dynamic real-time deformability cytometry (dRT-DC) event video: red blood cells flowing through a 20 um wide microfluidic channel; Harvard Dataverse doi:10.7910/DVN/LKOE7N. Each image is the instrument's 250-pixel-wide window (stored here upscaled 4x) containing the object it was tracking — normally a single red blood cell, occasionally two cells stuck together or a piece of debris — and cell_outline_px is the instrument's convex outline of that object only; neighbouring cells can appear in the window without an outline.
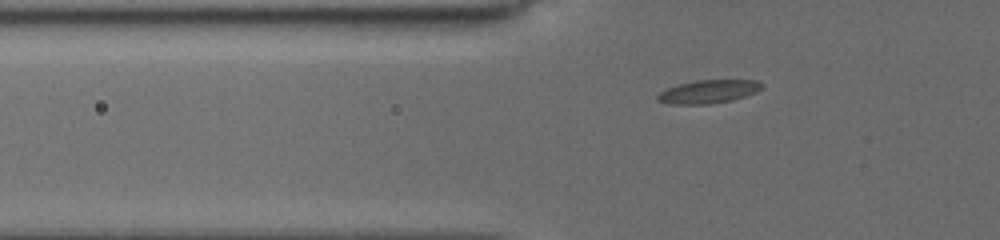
{"species": "common noctule bat (a hibernating species)", "species_latin": "Nyctalus noctula", "temperature_condition": "cold", "stored_images_in_passage": 45, "segment_of_instrument_passage": [1, 2], "camera_frame_rate_fps": 3000, "um_per_image_px": 0.085, "animal": {"sex": "female", "body_mass_g": 19.5, "forearm_length_mm": 54.1}, "frame": {"image": 1, "passage_image": 5, "time_ms": 1.333, "image_size_px": [1000, 240], "cell_outline_px": [[760, 88], [756, 92], [732, 100], [708, 104], [668, 104], [656, 100], [656, 96], [660, 92], [668, 88], [680, 84], [696, 80], [756, 80], [760, 84]], "centroid_in_image_um": [60.16, 7.79], "position_along_channel_um": 65.6, "area_um2": 13.93}}
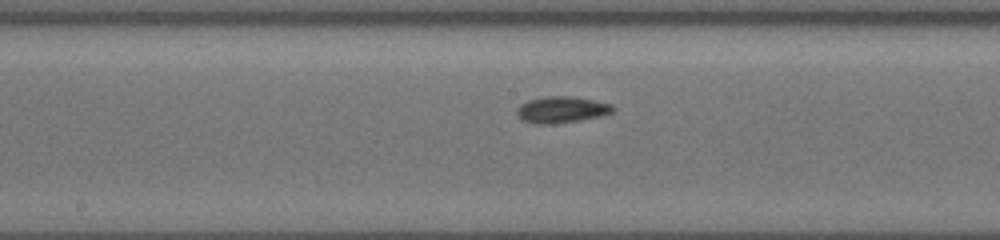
{"frame": {"image": 2, "passage_image": 15, "time_ms": 5.0, "image_size_px": [1000, 240], "cell_outline_px": [[616, 108], [612, 112], [600, 116], [576, 120], [544, 124], [540, 124], [524, 120], [516, 112], [516, 108], [520, 104], [528, 100], [544, 96], [572, 96], [612, 104]], "centroid_in_image_um": [47.73, 9.29], "position_along_channel_um": 200.5, "area_um2": 14.45}}
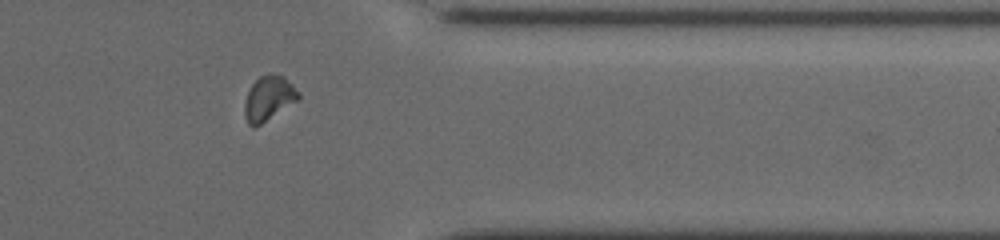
{"frame": {"image": 3, "passage_image": 30, "time_ms": 10.0, "image_size_px": [1000, 240], "cell_outline_px": [[300, 96], [296, 100], [260, 124], [252, 128], [248, 124], [244, 116], [244, 104], [248, 92], [252, 84], [260, 76], [284, 76], [300, 92]], "centroid_in_image_um": [22.81, 8.37], "position_along_channel_um": 388.6, "area_um2": 13.47}}